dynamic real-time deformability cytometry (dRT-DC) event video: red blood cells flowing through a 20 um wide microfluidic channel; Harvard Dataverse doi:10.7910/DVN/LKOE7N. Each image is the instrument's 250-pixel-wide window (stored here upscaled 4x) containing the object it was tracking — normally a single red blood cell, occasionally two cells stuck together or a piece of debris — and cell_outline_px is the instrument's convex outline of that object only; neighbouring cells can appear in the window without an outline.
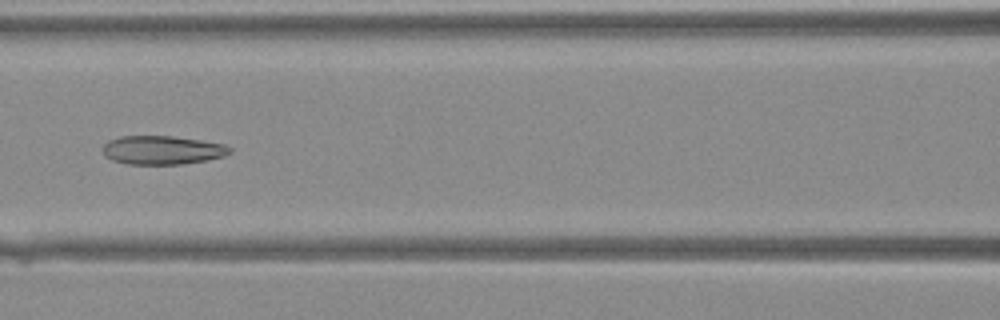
{"species": "Egyptian fruit bat (a non-hibernating species)", "species_latin": "Rousettus aegyptiacus", "temperature_condition": "warm", "stored_images_in_passage": 42, "camera_frame_rate_fps": 3000, "um_per_image_px": 0.085, "animal": {"sex": "female"}, "frame": {"image": 1, "passage_image": 20, "time_ms": 6.333, "image_size_px": [1000, 320], "cell_outline_px": [[232, 152], [224, 156], [204, 160], [180, 164], [128, 164], [112, 160], [104, 156], [104, 144], [108, 140], [120, 136], [172, 136], [200, 140], [224, 144], [232, 148]], "centroid_in_image_um": [13.78, 12.75], "position_along_channel_um": 152.8, "area_um2": 21.15}}
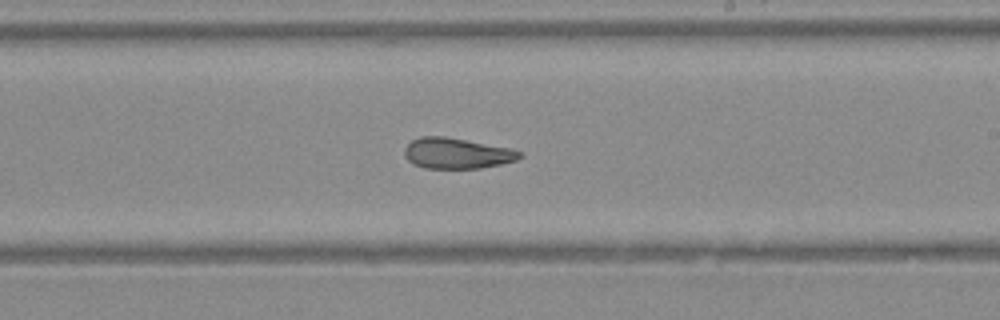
{"frame": {"image": 2, "passage_image": 26, "time_ms": 8.333, "image_size_px": [1000, 320], "cell_outline_px": [[524, 156], [516, 160], [500, 164], [480, 168], [424, 168], [412, 164], [404, 156], [404, 148], [412, 140], [420, 136], [444, 136], [508, 148], [520, 152]], "centroid_in_image_um": [38.78, 13.03], "position_along_channel_um": 250.2, "area_um2": 20.46}}
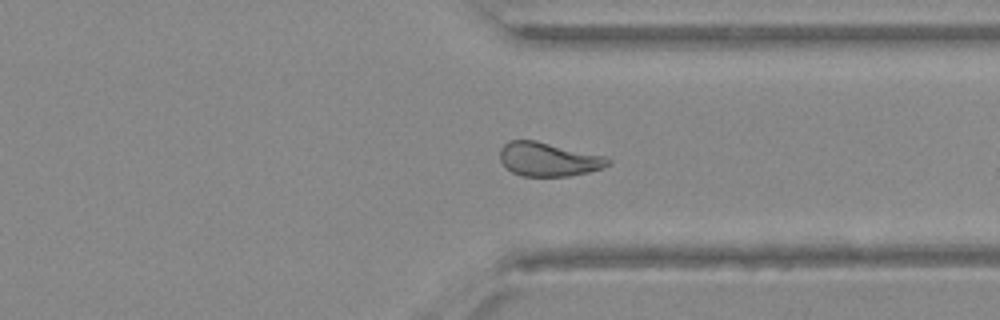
{"frame": {"image": 3, "passage_image": 33, "time_ms": 10.667, "image_size_px": [1000, 320], "cell_outline_px": [[612, 160], [608, 164], [600, 168], [588, 172], [568, 176], [520, 176], [512, 172], [500, 160], [500, 148], [508, 140], [536, 140], [604, 156]], "centroid_in_image_um": [46.58, 13.53], "position_along_channel_um": 364.8, "area_um2": 21.15}}